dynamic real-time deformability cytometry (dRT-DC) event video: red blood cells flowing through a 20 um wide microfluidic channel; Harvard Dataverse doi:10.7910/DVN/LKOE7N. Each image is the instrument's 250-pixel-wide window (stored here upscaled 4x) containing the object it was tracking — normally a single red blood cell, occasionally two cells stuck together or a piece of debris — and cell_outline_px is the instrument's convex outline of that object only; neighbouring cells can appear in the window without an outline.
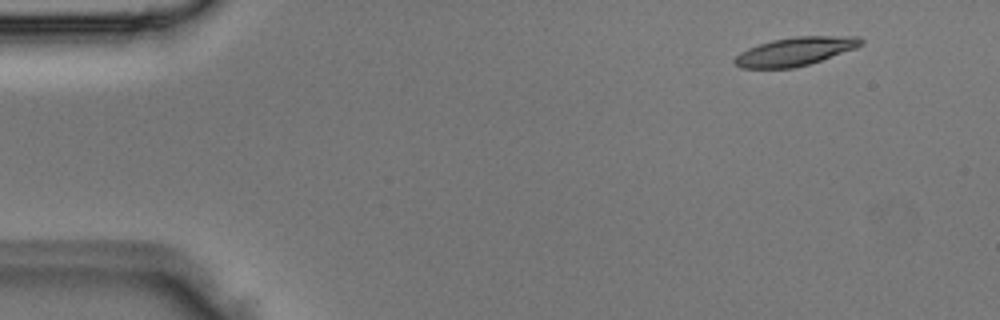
{"species": "Egyptian fruit bat (a non-hibernating species)", "species_latin": "Rousettus aegyptiacus", "temperature_condition": "room temperature", "stored_images_in_passage": 3, "camera_frame_rate_fps": 3000, "um_per_image_px": 0.085, "animal": {"sex": "male"}, "frame": {"image": 1, "passage_image": 1, "time_ms": 0.0, "image_size_px": [1000, 320], "cell_outline_px": [[864, 44], [856, 48], [808, 64], [792, 68], [740, 68], [732, 64], [732, 60], [740, 52], [748, 48], [772, 40], [796, 36], [860, 36], [864, 40]], "centroid_in_image_um": [67.58, 4.37], "position_along_channel_um": 17.4, "area_um2": 20.98}}
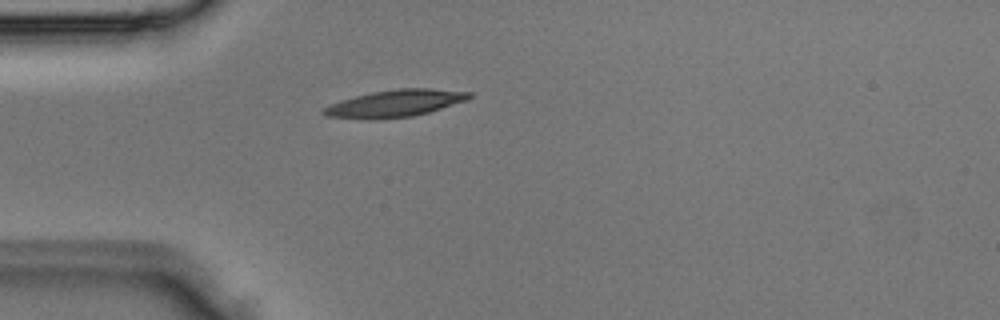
{"frame": {"image": 2, "passage_image": 3, "time_ms": 0.667, "image_size_px": [1000, 320], "cell_outline_px": [[472, 96], [468, 100], [428, 112], [412, 116], [328, 116], [320, 112], [328, 104], [340, 100], [372, 92], [400, 88], [432, 88], [472, 92]], "centroid_in_image_um": [33.7, 8.72], "position_along_channel_um": 51.3, "area_um2": 21.79}}